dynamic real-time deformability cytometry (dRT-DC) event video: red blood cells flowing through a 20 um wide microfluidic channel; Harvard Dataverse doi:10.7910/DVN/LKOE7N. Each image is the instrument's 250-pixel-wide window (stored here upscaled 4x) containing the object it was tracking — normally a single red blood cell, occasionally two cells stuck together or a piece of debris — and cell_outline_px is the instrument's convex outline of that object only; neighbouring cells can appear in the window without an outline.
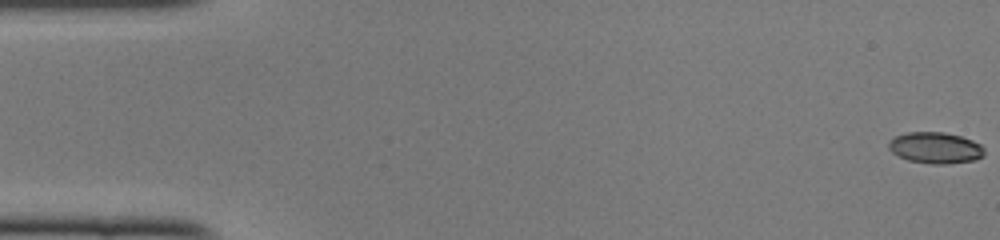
{"species": "common noctule bat (a hibernating species)", "species_latin": "Nyctalus noctula", "temperature_condition": "cold", "stored_images_in_passage": 49, "camera_frame_rate_fps": 3000, "um_per_image_px": 0.085, "animal": {"sex": "female", "body_mass_g": 22.0, "forearm_length_mm": 56.7}, "frame": {"image": 1, "passage_image": 1, "time_ms": 0.0, "image_size_px": [1000, 240], "cell_outline_px": [[984, 156], [976, 160], [948, 164], [932, 164], [908, 160], [896, 156], [888, 148], [888, 140], [896, 136], [908, 132], [944, 132], [960, 136], [972, 140], [980, 144], [984, 148]], "centroid_in_image_um": [79.5, 12.57], "position_along_channel_um": 5.5, "area_um2": 17.63}}
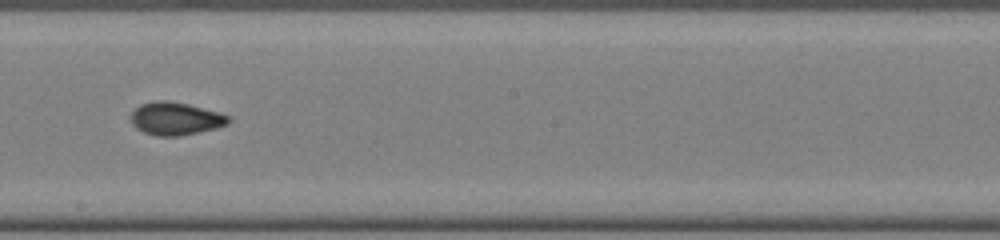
{"frame": {"image": 2, "passage_image": 28, "time_ms": 9.0, "image_size_px": [1000, 240], "cell_outline_px": [[232, 120], [228, 124], [216, 128], [180, 136], [156, 136], [144, 132], [136, 128], [132, 124], [132, 112], [140, 104], [156, 100], [164, 100], [188, 104], [216, 112], [228, 116]], "centroid_in_image_um": [14.91, 10.09], "position_along_channel_um": 233.3, "area_um2": 18.5}}
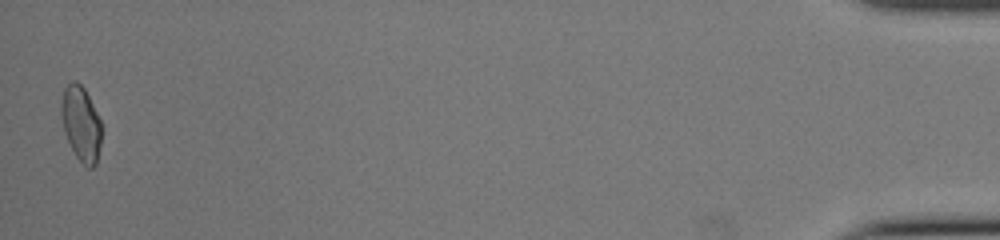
{"frame": {"image": 3, "passage_image": 49, "time_ms": 16.0, "image_size_px": [1000, 240], "cell_outline_px": [[100, 144], [96, 164], [92, 168], [88, 168], [76, 156], [64, 132], [60, 112], [60, 104], [64, 88], [72, 80], [76, 80], [84, 88], [100, 120]], "centroid_in_image_um": [6.86, 10.49], "position_along_channel_um": 428.3, "area_um2": 17.34}, "authors_computed_cell_mechanics": {"area_um2": 17.6868, "velocity_mm_per_s": 4.1246, "shape_relaxation_time_tau1_ms": 9.7996, "shape_relaxation_time_tau2_ms": 1.5856, "deformation_change_tau1": 0.2306, "deformation_change_tau2": 0.0522}}